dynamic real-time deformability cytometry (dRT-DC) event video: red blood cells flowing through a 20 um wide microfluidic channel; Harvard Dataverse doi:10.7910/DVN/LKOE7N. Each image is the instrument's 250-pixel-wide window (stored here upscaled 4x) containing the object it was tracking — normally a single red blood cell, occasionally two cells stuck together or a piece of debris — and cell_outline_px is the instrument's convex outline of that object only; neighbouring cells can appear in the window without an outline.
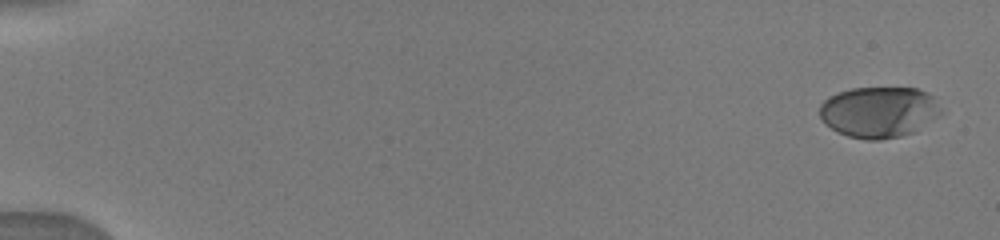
{"species": "human", "species_latin": "Homo sapiens", "temperature_condition": "warm", "stored_images_in_passage": 8, "camera_frame_rate_fps": 3000, "um_per_image_px": 0.085, "donor": {"sex": "male"}, "frame": {"image": 1, "passage_image": 1, "time_ms": 0.0, "image_size_px": [1000, 240], "cell_outline_px": [[948, 112], [912, 132], [900, 136], [880, 140], [868, 140], [848, 136], [824, 124], [820, 120], [820, 104], [828, 96], [836, 92], [852, 88], [916, 88], [932, 96]], "centroid_in_image_um": [74.74, 9.51], "position_along_channel_um": 10.3, "area_um2": 36.47}}
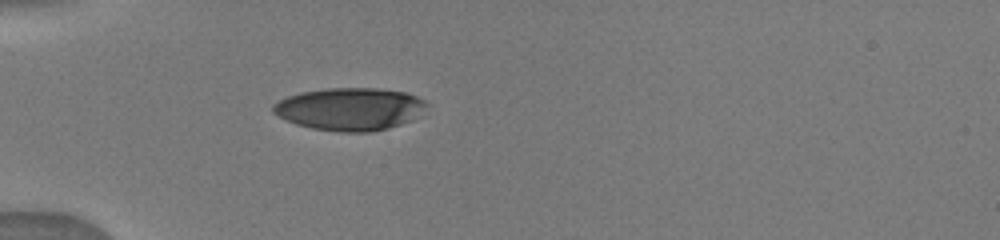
{"frame": {"image": 2, "passage_image": 8, "time_ms": 5.0, "image_size_px": [1000, 240], "cell_outline_px": [[428, 104], [412, 120], [388, 128], [368, 132], [336, 132], [312, 128], [296, 124], [272, 112], [272, 104], [288, 96], [300, 92], [328, 88], [376, 88], [404, 92], [416, 96], [424, 100]], "centroid_in_image_um": [29.72, 9.26], "position_along_channel_um": 55.3, "area_um2": 37.92}}